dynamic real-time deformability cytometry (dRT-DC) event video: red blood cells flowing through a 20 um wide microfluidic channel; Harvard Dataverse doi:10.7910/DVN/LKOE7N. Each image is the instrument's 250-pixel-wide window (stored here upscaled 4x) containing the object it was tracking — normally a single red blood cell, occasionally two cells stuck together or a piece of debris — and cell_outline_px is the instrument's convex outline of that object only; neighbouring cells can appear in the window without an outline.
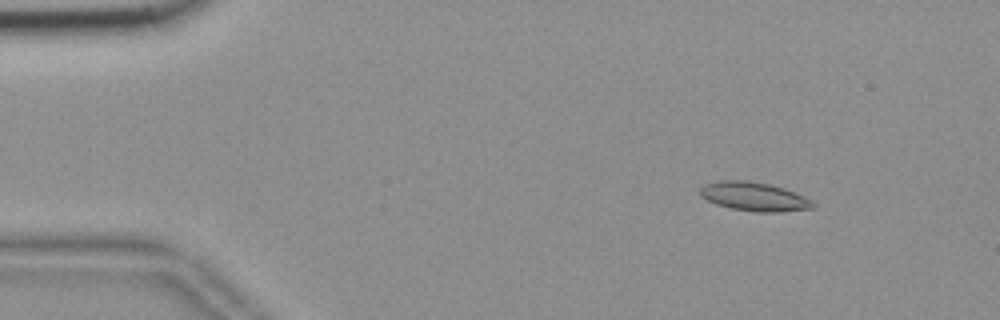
{"species": "common noctule bat (a hibernating species)", "species_latin": "Nyctalus noctula", "temperature_condition": "room temperature", "stored_images_in_passage": 56, "camera_frame_rate_fps": 3000, "um_per_image_px": 0.085, "animal": {"sex": "female", "body_mass_g": 18.4}, "frame": {"image": 1, "passage_image": 7, "time_ms": 2.0, "image_size_px": [1000, 320], "cell_outline_px": [[816, 204], [812, 208], [776, 212], [756, 212], [732, 208], [716, 204], [700, 196], [700, 188], [704, 184], [720, 180], [748, 180], [768, 184], [784, 188], [804, 196], [812, 200]], "centroid_in_image_um": [64.09, 16.7], "position_along_channel_um": 20.9, "area_um2": 18.9}}
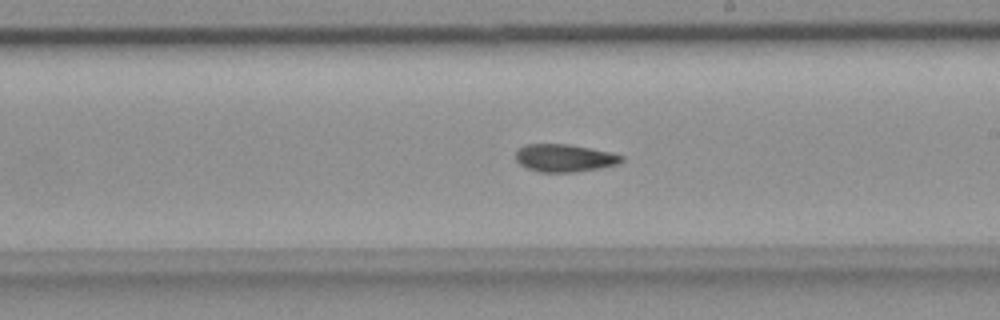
{"frame": {"image": 2, "passage_image": 32, "time_ms": 10.333, "image_size_px": [1000, 320], "cell_outline_px": [[624, 160], [620, 164], [600, 168], [576, 172], [540, 172], [528, 168], [520, 164], [516, 160], [516, 152], [524, 144], [568, 144], [592, 148], [612, 152], [624, 156]], "centroid_in_image_um": [48.03, 13.43], "position_along_channel_um": 241.0, "area_um2": 17.22}}
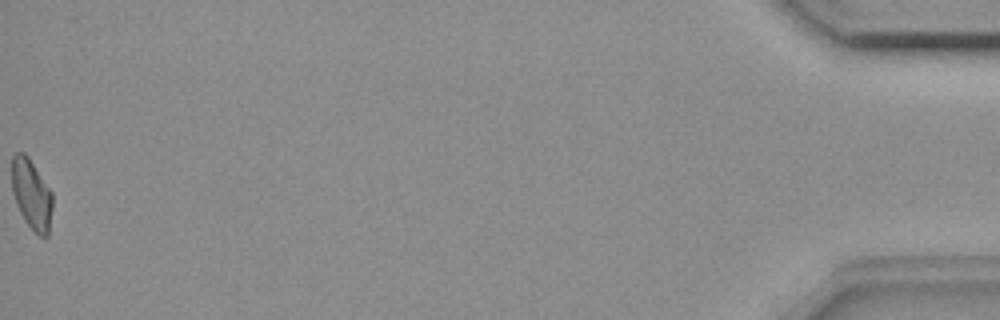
{"frame": {"image": 3, "passage_image": 56, "time_ms": 18.333, "image_size_px": [1000, 320], "cell_outline_px": [[52, 208], [48, 236], [40, 236], [24, 220], [16, 204], [12, 192], [12, 156], [16, 152], [24, 152], [28, 156], [52, 192]], "centroid_in_image_um": [2.67, 16.49], "position_along_channel_um": 432.5, "area_um2": 16.53}, "authors_computed_cell_mechanics": {"area_um2": 17.5423, "velocity_mm_per_s": 3.6564, "shape_relaxation_time_tau1_ms": null, "shape_relaxation_time_tau2_ms": 5.2832, "deformation_change_tau1": null, "deformation_change_tau2": 0.1077}}